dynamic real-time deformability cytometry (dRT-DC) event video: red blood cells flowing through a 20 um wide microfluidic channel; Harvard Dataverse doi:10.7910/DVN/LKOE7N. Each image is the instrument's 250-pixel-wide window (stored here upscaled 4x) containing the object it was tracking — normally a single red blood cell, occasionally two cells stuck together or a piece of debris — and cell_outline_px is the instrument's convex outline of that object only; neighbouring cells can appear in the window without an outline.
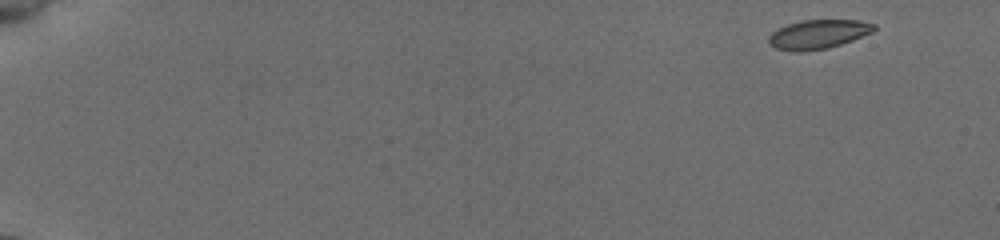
{"species": "common noctule bat (a hibernating species)", "species_latin": "Nyctalus noctula", "temperature_condition": "cold", "stored_images_in_passage": 52, "camera_frame_rate_fps": 3000, "um_per_image_px": 0.085, "animal": {"sex": "female", "body_mass_g": 19.5, "forearm_length_mm": 54.1}, "frame": {"image": 1, "passage_image": 1, "time_ms": 0.0, "image_size_px": [1000, 240], "cell_outline_px": [[876, 28], [872, 32], [852, 40], [828, 48], [800, 52], [776, 48], [768, 44], [768, 36], [772, 32], [788, 24], [800, 20], [856, 20], [876, 24]], "centroid_in_image_um": [69.53, 2.91], "position_along_channel_um": 15.5, "area_um2": 17.74}}
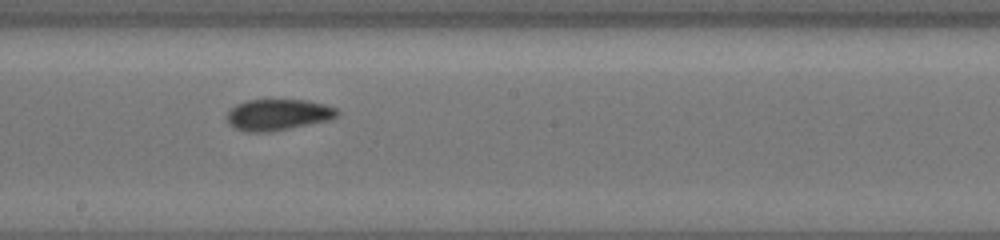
{"frame": {"image": 2, "passage_image": 30, "time_ms": 9.667, "image_size_px": [1000, 240], "cell_outline_px": [[340, 112], [336, 116], [328, 120], [272, 132], [244, 132], [228, 124], [228, 112], [236, 104], [248, 100], [308, 100], [324, 104], [336, 108]], "centroid_in_image_um": [23.63, 9.75], "position_along_channel_um": 224.6, "area_um2": 20.0}}
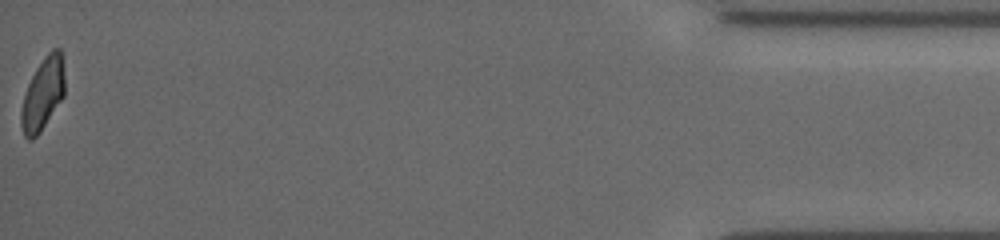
{"frame": {"image": 3, "passage_image": 52, "time_ms": 17.0, "image_size_px": [1000, 240], "cell_outline_px": [[64, 96], [40, 132], [32, 140], [28, 140], [24, 136], [20, 124], [20, 112], [24, 96], [28, 84], [36, 68], [44, 56], [52, 48], [60, 48], [64, 76]], "centroid_in_image_um": [3.63, 8.0], "position_along_channel_um": 431.6, "area_um2": 18.26}, "authors_computed_cell_mechanics": {"area_um2": 19.0162, "velocity_mm_per_s": 3.8835, "shape_relaxation_time_tau1_ms": 3.0418, "shape_relaxation_time_tau2_ms": 2.2184, "deformation_change_tau1": 0.0854, "deformation_change_tau2": 0.0478}}